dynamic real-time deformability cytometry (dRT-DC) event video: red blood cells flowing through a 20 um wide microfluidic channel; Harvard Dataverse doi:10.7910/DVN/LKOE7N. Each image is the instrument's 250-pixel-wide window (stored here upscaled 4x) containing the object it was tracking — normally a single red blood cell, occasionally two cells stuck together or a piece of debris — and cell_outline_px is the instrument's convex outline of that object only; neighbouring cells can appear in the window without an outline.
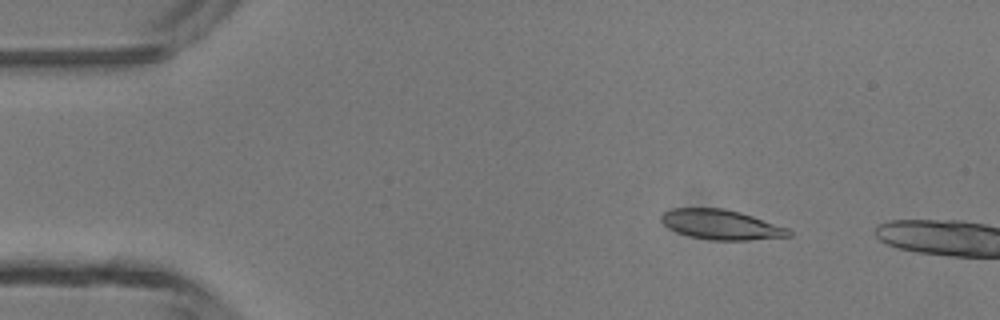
{"species": "common noctule bat (a hibernating species)", "species_latin": "Nyctalus noctula", "temperature_condition": "room temperature", "stored_images_in_passage": 3, "camera_frame_rate_fps": 3000, "um_per_image_px": 0.085, "animal": {"sex": "male", "body_mass_g": 13.3}, "frame": {"image": 1, "passage_image": 2, "time_ms": 1.0, "image_size_px": [1000, 320], "cell_outline_px": [[792, 236], [748, 240], [712, 240], [688, 236], [676, 232], [668, 228], [660, 220], [660, 216], [664, 212], [672, 208], [724, 208], [740, 212], [788, 228], [792, 232]], "centroid_in_image_um": [61.27, 19.09], "position_along_channel_um": 23.7, "area_um2": 22.2}}